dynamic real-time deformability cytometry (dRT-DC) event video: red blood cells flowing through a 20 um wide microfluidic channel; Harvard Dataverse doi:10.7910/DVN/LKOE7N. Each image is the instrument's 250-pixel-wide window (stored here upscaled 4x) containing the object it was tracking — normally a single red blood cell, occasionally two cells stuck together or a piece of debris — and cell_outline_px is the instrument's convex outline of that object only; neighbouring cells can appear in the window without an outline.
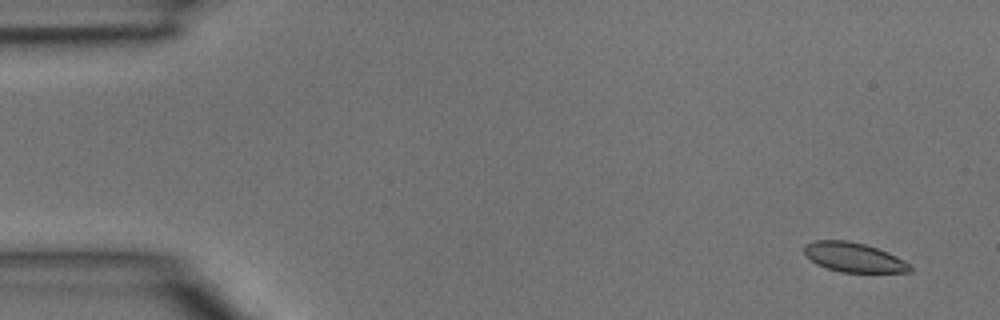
{"species": "common noctule bat (a hibernating species)", "species_latin": "Nyctalus noctula", "temperature_condition": "room temperature", "stored_images_in_passage": 3, "camera_frame_rate_fps": 3000, "um_per_image_px": 0.085, "animal": {"sex": "male", "body_mass_g": 15.6}, "frame": {"image": 1, "passage_image": 1, "time_ms": 0.0, "image_size_px": [1000, 320], "cell_outline_px": [[912, 272], [840, 272], [816, 264], [804, 252], [804, 244], [812, 240], [848, 240], [864, 244], [888, 252], [912, 264]], "centroid_in_image_um": [72.58, 21.86], "position_along_channel_um": 12.4, "area_um2": 18.21}}
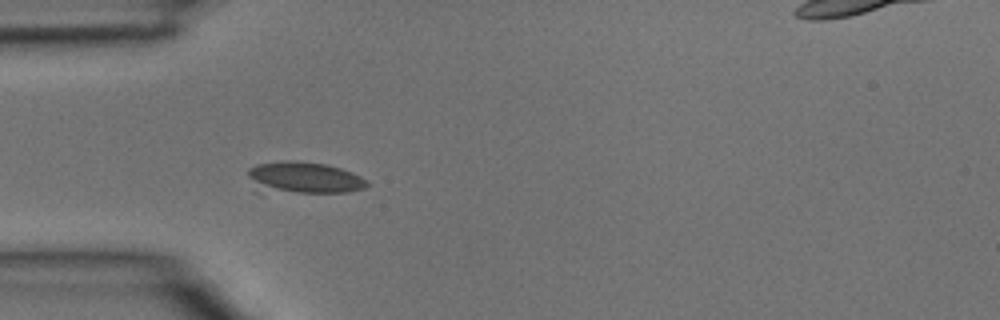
{"frame": {"image": 2, "passage_image": 3, "time_ms": 0.667, "image_size_px": [1000, 320], "cell_outline_px": [[368, 184], [364, 188], [348, 192], [252, 192], [248, 176], [248, 168], [256, 164], [284, 160], [288, 160], [328, 164], [352, 172], [368, 180]], "centroid_in_image_um": [25.73, 15.12], "position_along_channel_um": 59.3, "area_um2": 22.54}}